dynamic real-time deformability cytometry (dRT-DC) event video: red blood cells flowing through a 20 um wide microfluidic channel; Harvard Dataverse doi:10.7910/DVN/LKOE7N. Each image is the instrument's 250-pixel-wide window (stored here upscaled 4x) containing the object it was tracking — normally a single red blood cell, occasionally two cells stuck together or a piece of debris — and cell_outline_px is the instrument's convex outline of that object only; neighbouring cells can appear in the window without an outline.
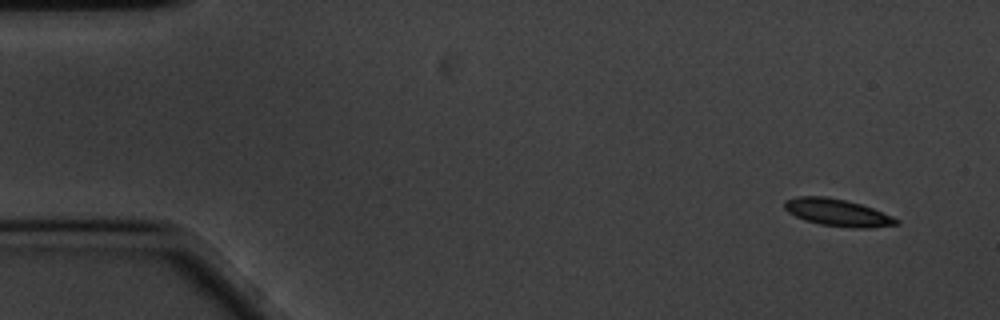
{"species": "common noctule bat (a hibernating species)", "species_latin": "Nyctalus noctula", "temperature_condition": "cold", "stored_images_in_passage": 56, "camera_frame_rate_fps": 3000, "um_per_image_px": 0.085, "animal": {"sex": "male", "body_mass_g": 20.1, "forearm_length_mm": 53.5}, "frame": {"image": 1, "passage_image": 1, "time_ms": 0.0, "image_size_px": [1000, 320], "cell_outline_px": [[900, 224], [872, 228], [852, 228], [820, 224], [804, 220], [788, 212], [784, 208], [784, 200], [796, 196], [824, 196], [844, 200], [860, 204], [872, 208], [892, 216], [900, 220]], "centroid_in_image_um": [71.19, 18.07], "position_along_channel_um": 13.8, "area_um2": 17.74}}
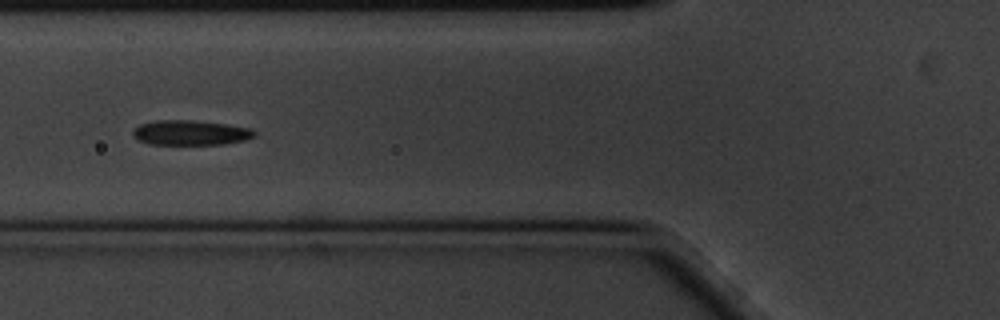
{"frame": {"image": 2, "passage_image": 19, "time_ms": 6.0, "image_size_px": [1000, 320], "cell_outline_px": [[256, 136], [248, 140], [224, 144], [148, 144], [136, 140], [132, 136], [132, 128], [140, 124], [156, 120], [192, 120], [228, 124], [252, 128], [256, 132]], "centroid_in_image_um": [16.19, 11.28], "position_along_channel_um": 109.6, "area_um2": 18.03}}
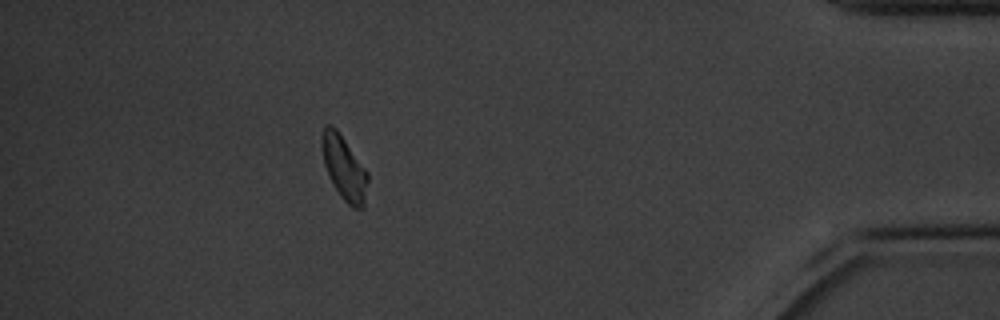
{"frame": {"image": 3, "passage_image": 50, "time_ms": 16.333, "image_size_px": [1000, 320], "cell_outline_px": [[368, 180], [364, 208], [352, 208], [340, 196], [332, 184], [328, 176], [324, 164], [320, 144], [320, 136], [324, 128], [328, 124], [332, 124], [336, 128], [368, 172]], "centroid_in_image_um": [29.23, 14.26], "position_along_channel_um": 406.0, "area_um2": 17.34}, "authors_computed_cell_mechanics": {"area_um2": 17.4845, "velocity_mm_per_s": 3.3471, "shape_relaxation_time_tau1_ms": 3.0685, "shape_relaxation_time_tau2_ms": 7.8171, "deformation_change_tau1": 0.0739, "deformation_change_tau2": 0.1215}}